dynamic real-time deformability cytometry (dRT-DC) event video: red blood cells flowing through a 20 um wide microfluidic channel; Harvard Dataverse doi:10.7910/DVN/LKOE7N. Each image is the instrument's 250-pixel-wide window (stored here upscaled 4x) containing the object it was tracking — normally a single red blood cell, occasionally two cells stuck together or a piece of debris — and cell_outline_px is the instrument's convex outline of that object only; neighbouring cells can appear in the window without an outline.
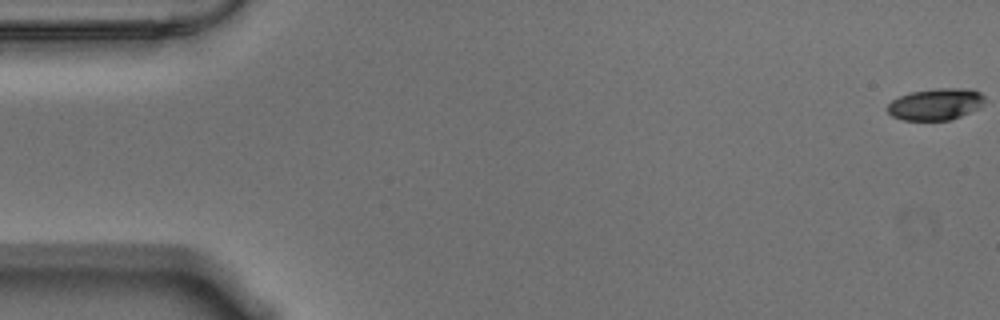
{"species": "Egyptian fruit bat (a non-hibernating species)", "species_latin": "Rousettus aegyptiacus", "temperature_condition": "warm", "stored_images_in_passage": 57, "camera_frame_rate_fps": 3000, "um_per_image_px": 0.085, "animal": {"sex": "male"}, "frame": {"image": 1, "passage_image": 1, "time_ms": 0.0, "image_size_px": [1000, 320], "cell_outline_px": [[984, 100], [980, 108], [960, 116], [948, 120], [904, 120], [892, 116], [888, 112], [888, 104], [892, 100], [900, 96], [912, 92], [936, 88], [972, 88], [980, 92], [984, 96]], "centroid_in_image_um": [79.56, 8.85], "position_along_channel_um": 5.4, "area_um2": 17.92}}
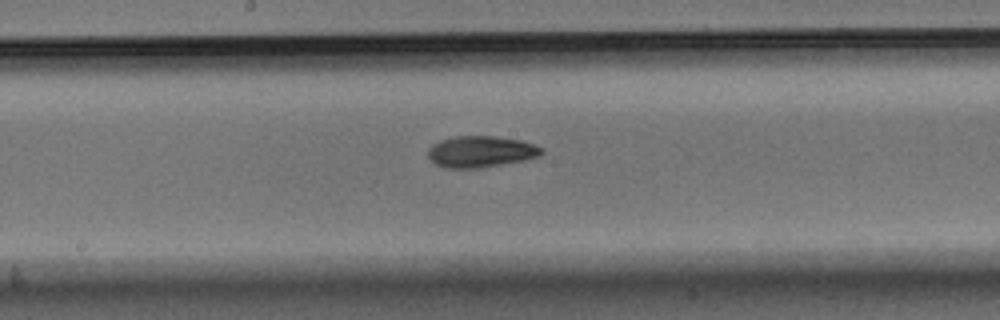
{"frame": {"image": 2, "passage_image": 30, "time_ms": 9.667, "image_size_px": [1000, 320], "cell_outline_px": [[544, 152], [540, 156], [524, 160], [480, 168], [444, 168], [436, 164], [428, 156], [428, 148], [432, 144], [440, 140], [456, 136], [496, 136], [520, 140], [536, 144], [544, 148]], "centroid_in_image_um": [40.89, 12.88], "position_along_channel_um": 207.3, "area_um2": 20.92}}
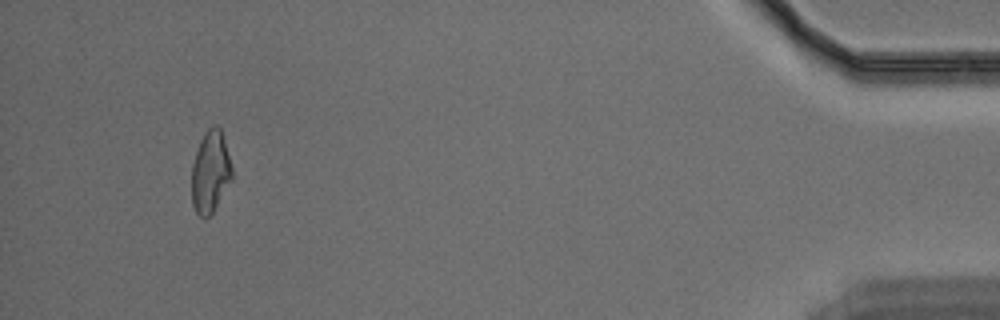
{"frame": {"image": 3, "passage_image": 54, "time_ms": 17.667, "image_size_px": [1000, 320], "cell_outline_px": [[232, 180], [212, 212], [204, 220], [196, 212], [192, 204], [192, 164], [200, 140], [204, 132], [208, 128], [216, 124], [220, 128], [224, 140], [232, 168]], "centroid_in_image_um": [17.87, 14.61], "position_along_channel_um": 417.3, "area_um2": 19.13}, "authors_computed_cell_mechanics": {"area_um2": 19.941, "velocity_mm_per_s": 3.5526, "shape_relaxation_time_tau1_ms": 4.2507, "shape_relaxation_time_tau2_ms": 4.1042, "deformation_change_tau1": 0.1745, "deformation_change_tau2": 0.111}}